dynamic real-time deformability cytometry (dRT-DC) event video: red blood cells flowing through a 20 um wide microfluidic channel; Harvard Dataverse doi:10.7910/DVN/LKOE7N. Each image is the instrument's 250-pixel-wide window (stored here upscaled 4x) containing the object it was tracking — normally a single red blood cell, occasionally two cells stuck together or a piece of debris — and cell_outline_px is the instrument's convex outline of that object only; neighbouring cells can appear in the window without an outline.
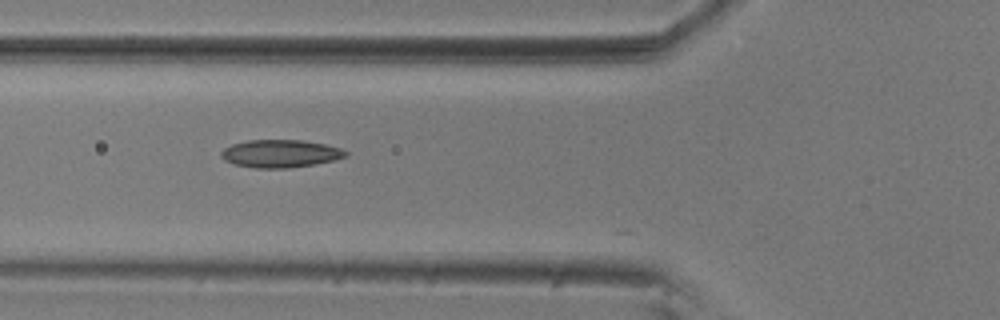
{"species": "common noctule bat (a hibernating species)", "species_latin": "Nyctalus noctula", "temperature_condition": "room temperature", "stored_images_in_passage": 36, "camera_frame_rate_fps": 3000, "um_per_image_px": 0.085, "animal": {"sex": "male", "body_mass_g": 20.5, "forearm_length_mm": 52.5}, "frame": {"image": 1, "passage_image": 7, "time_ms": 2.0, "image_size_px": [1000, 320], "cell_outline_px": [[348, 156], [336, 160], [316, 164], [288, 168], [256, 168], [232, 164], [224, 160], [220, 156], [220, 152], [224, 148], [232, 144], [248, 140], [300, 140], [324, 144], [340, 148], [348, 152]], "centroid_in_image_um": [23.82, 13.06], "position_along_channel_um": 102.0, "area_um2": 20.29}}
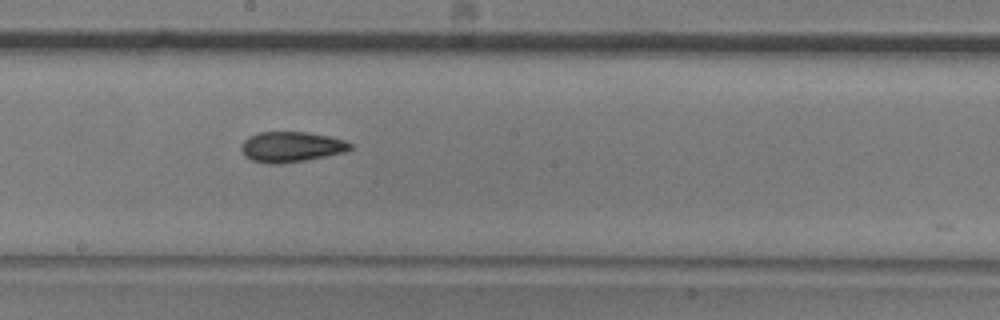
{"frame": {"image": 2, "passage_image": 17, "time_ms": 5.333, "image_size_px": [1000, 320], "cell_outline_px": [[352, 148], [344, 152], [304, 160], [280, 164], [264, 164], [252, 160], [244, 156], [240, 148], [244, 140], [248, 136], [256, 132], [308, 132], [328, 136], [344, 140], [352, 144]], "centroid_in_image_um": [24.7, 12.48], "position_along_channel_um": 223.5, "area_um2": 19.36}}
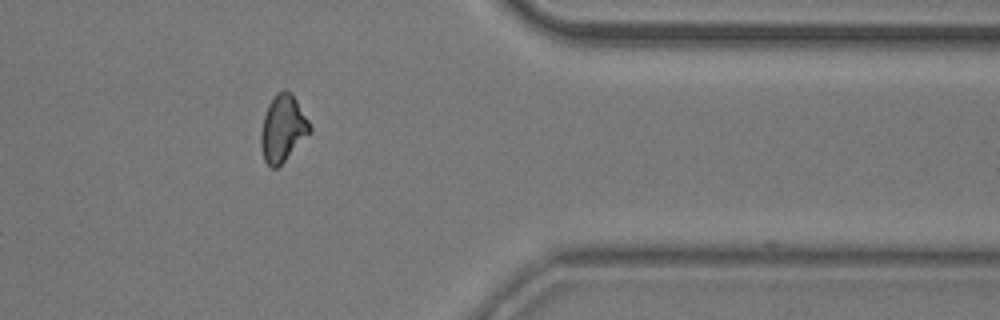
{"frame": {"image": 3, "passage_image": 32, "time_ms": 10.333, "image_size_px": [1000, 320], "cell_outline_px": [[312, 132], [276, 168], [272, 168], [264, 160], [260, 144], [260, 132], [264, 116], [268, 104], [276, 92], [292, 92], [308, 120], [312, 128]], "centroid_in_image_um": [24.04, 10.91], "position_along_channel_um": 387.4, "area_um2": 18.84}}